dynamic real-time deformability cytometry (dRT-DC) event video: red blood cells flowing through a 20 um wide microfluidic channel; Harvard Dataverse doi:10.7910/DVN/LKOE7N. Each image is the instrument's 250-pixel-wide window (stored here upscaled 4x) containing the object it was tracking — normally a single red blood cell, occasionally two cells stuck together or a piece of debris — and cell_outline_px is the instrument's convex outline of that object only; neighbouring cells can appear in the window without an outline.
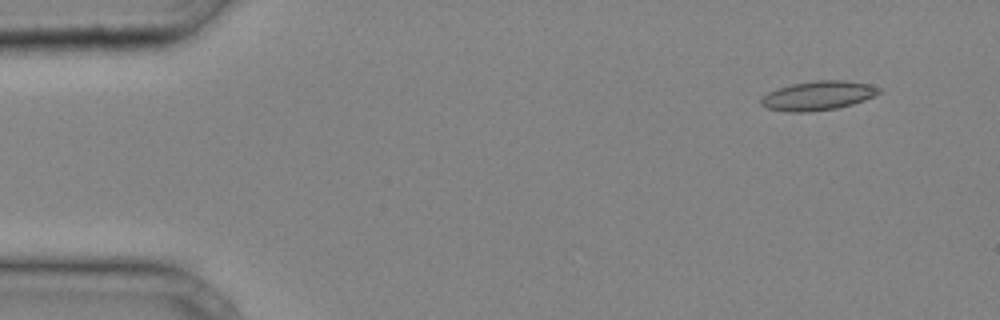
{"species": "common noctule bat (a hibernating species)", "species_latin": "Nyctalus noctula", "temperature_condition": "cold", "stored_images_in_passage": 35, "camera_frame_rate_fps": 3000, "um_per_image_px": 0.085, "animal": {"sex": "male", "body_mass_g": 20.4}, "frame": {"image": 1, "passage_image": 3, "time_ms": 0.667, "image_size_px": [1000, 320], "cell_outline_px": [[884, 92], [864, 100], [852, 104], [836, 108], [808, 112], [784, 112], [768, 108], [760, 104], [760, 100], [768, 92], [776, 88], [792, 84], [816, 80], [844, 80], [868, 84], [880, 88]], "centroid_in_image_um": [69.53, 8.13], "position_along_channel_um": 15.5, "area_um2": 20.11}}
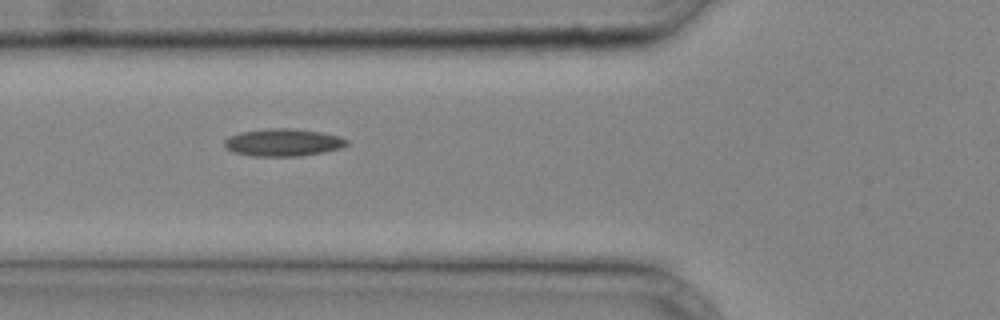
{"frame": {"image": 2, "passage_image": 14, "time_ms": 4.333, "image_size_px": [1000, 320], "cell_outline_px": [[348, 144], [340, 148], [324, 152], [300, 156], [252, 156], [232, 152], [224, 144], [224, 140], [228, 136], [240, 132], [268, 128], [292, 128], [320, 132], [340, 136], [348, 140]], "centroid_in_image_um": [24.06, 12.1], "position_along_channel_um": 101.7, "area_um2": 19.65}}
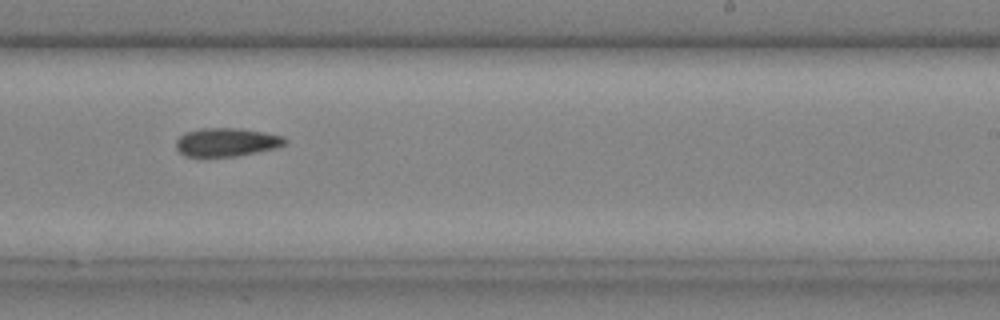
{"frame": {"image": 3, "passage_image": 24, "time_ms": 7.667, "image_size_px": [1000, 320], "cell_outline_px": [[288, 140], [284, 144], [276, 148], [236, 156], [184, 156], [176, 148], [176, 140], [184, 132], [200, 128], [240, 128], [264, 132], [284, 136]], "centroid_in_image_um": [19.25, 12.07], "position_along_channel_um": 269.8, "area_um2": 18.09}}